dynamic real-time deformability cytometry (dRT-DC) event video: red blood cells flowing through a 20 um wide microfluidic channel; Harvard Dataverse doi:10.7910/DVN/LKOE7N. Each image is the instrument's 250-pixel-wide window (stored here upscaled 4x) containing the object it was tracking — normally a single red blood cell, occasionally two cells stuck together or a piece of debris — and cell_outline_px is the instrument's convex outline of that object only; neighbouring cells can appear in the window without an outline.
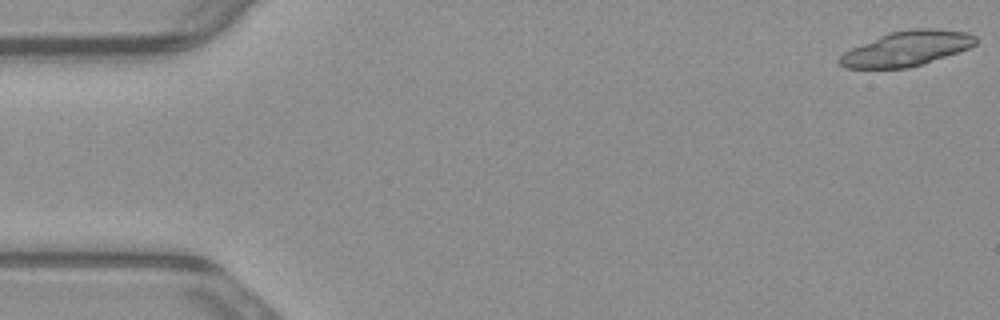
{"species": "common noctule bat (a hibernating species)", "species_latin": "Nyctalus noctula", "temperature_condition": "warm", "stored_images_in_passage": 40, "camera_frame_rate_fps": 3000, "um_per_image_px": 0.085, "animal": {"sex": "male", "body_mass_g": 23.1, "forearm_length_mm": 52.7}, "frame": {"image": 1, "passage_image": 1, "time_ms": 0.0, "image_size_px": [1000, 320], "cell_outline_px": [[976, 44], [968, 48], [924, 64], [908, 68], [844, 68], [836, 60], [844, 52], [852, 48], [888, 32], [912, 28], [932, 28], [968, 32], [976, 36]], "centroid_in_image_um": [77.06, 4.12], "position_along_channel_um": 7.9, "area_um2": 27.69}}